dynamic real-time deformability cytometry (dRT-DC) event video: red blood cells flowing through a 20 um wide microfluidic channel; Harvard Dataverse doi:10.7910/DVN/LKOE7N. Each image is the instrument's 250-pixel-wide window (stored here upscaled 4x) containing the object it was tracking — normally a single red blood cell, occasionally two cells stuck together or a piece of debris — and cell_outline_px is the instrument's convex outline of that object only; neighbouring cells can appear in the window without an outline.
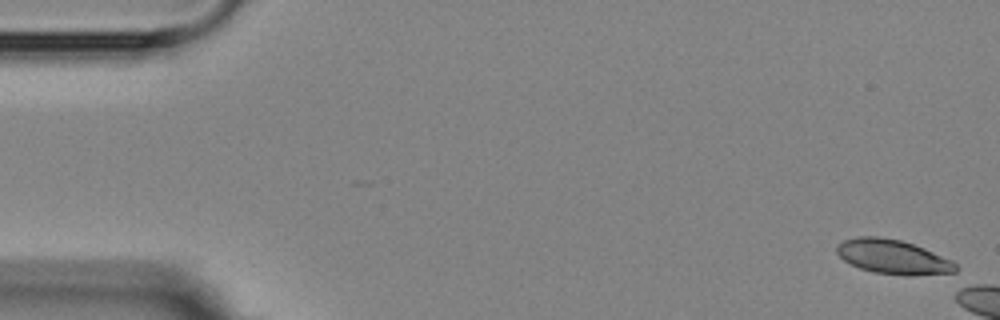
{"species": "Egyptian fruit bat (a non-hibernating species)", "species_latin": "Rousettus aegyptiacus", "temperature_condition": "room temperature", "stored_images_in_passage": 5, "camera_frame_rate_fps": 3000, "um_per_image_px": 0.085, "animal": {"sex": "female"}, "frame": {"image": 1, "passage_image": 1, "time_ms": 0.0, "image_size_px": [1000, 320], "cell_outline_px": [[960, 268], [956, 276], [908, 276], [872, 272], [860, 268], [844, 260], [836, 252], [836, 244], [844, 240], [856, 236], [880, 236], [900, 240], [924, 248], [952, 260]], "centroid_in_image_um": [76.03, 21.88], "position_along_channel_um": 9.0, "area_um2": 24.68}}